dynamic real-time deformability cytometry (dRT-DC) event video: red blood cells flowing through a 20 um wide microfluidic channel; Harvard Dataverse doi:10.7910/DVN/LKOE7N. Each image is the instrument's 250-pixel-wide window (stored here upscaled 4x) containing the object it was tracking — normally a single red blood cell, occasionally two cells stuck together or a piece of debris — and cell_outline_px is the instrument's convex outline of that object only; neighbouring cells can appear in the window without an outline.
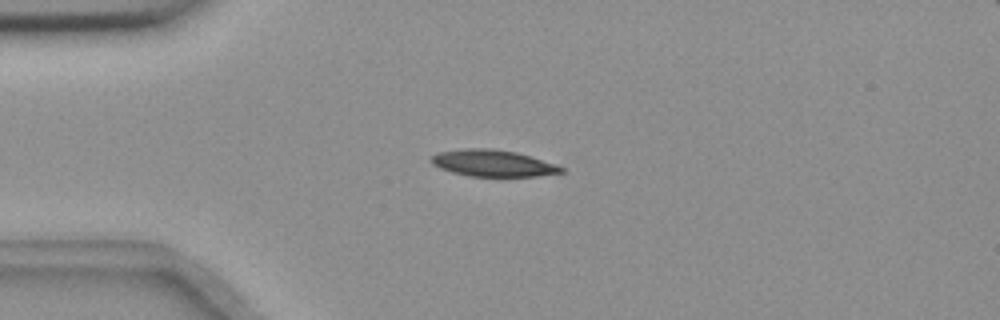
{"species": "common noctule bat (a hibernating species)", "species_latin": "Nyctalus noctula", "temperature_condition": "room temperature", "stored_images_in_passage": 42, "camera_frame_rate_fps": 3000, "um_per_image_px": 0.085, "animal": {"sex": "female", "body_mass_g": 18.4}, "frame": {"image": 1, "passage_image": 1, "time_ms": 0.0, "image_size_px": [1000, 320], "cell_outline_px": [[564, 172], [536, 176], [468, 176], [452, 172], [440, 168], [432, 164], [432, 156], [440, 152], [464, 148], [492, 148], [516, 152], [564, 168]], "centroid_in_image_um": [41.85, 13.87], "position_along_channel_um": 43.1, "area_um2": 19.77}}
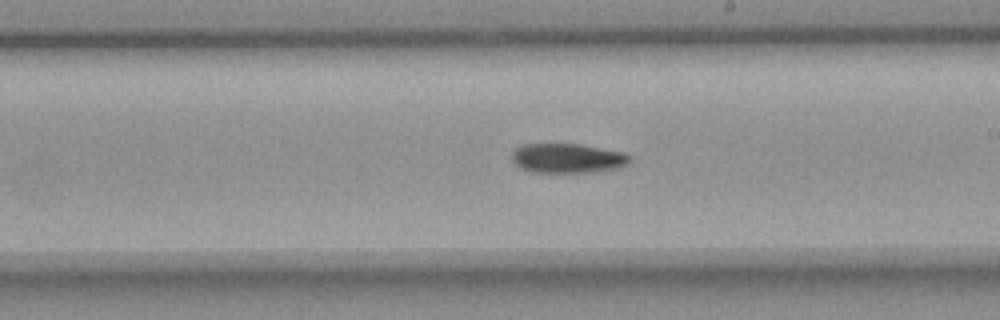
{"frame": {"image": 2, "passage_image": 19, "time_ms": 6.0, "image_size_px": [1000, 320], "cell_outline_px": [[632, 156], [620, 168], [592, 172], [532, 172], [516, 164], [512, 160], [512, 152], [520, 144], [580, 144], [624, 152]], "centroid_in_image_um": [48.24, 13.44], "position_along_channel_um": 240.8, "area_um2": 20.17}}
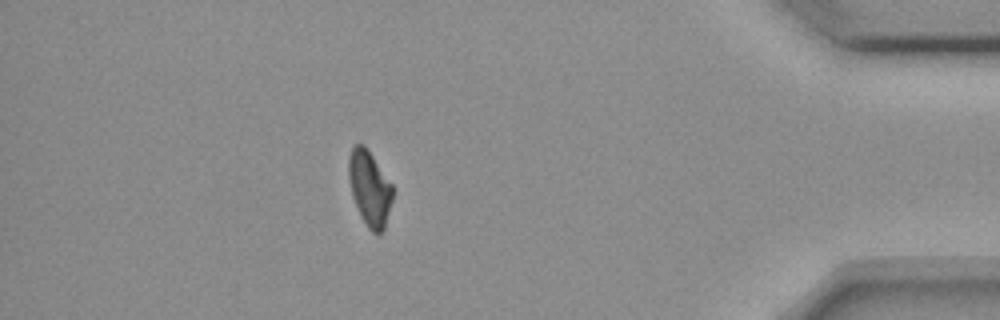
{"frame": {"image": 3, "passage_image": 36, "time_ms": 11.667, "image_size_px": [1000, 320], "cell_outline_px": [[392, 200], [384, 232], [372, 232], [368, 228], [360, 216], [352, 196], [348, 176], [348, 156], [352, 148], [356, 144], [364, 144], [392, 184]], "centroid_in_image_um": [31.4, 16.01], "position_along_channel_um": 403.8, "area_um2": 19.25}, "authors_computed_cell_mechanics": {"area_um2": 20.4034, "velocity_mm_per_s": 3.6671, "shape_relaxation_time_tau1_ms": 4.2134, "shape_relaxation_time_tau2_ms": null, "deformation_change_tau1": 0.1348, "deformation_change_tau2": null}}